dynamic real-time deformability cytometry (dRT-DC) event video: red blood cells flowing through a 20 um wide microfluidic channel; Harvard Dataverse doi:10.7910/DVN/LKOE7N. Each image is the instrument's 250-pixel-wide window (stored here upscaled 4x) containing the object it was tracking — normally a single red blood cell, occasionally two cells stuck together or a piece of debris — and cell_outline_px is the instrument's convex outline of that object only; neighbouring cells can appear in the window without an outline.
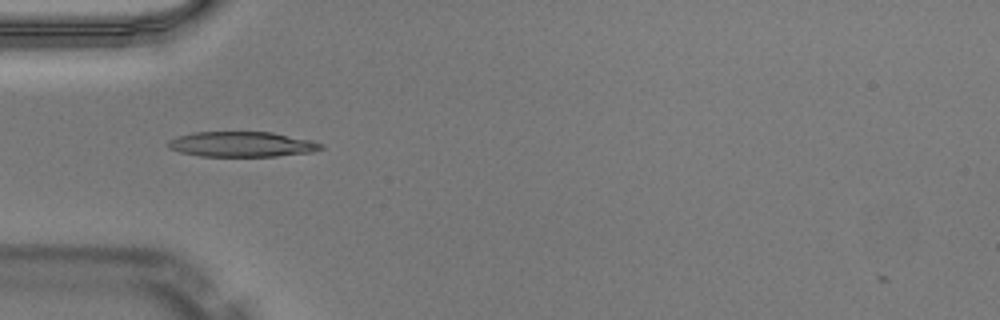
{"species": "Egyptian fruit bat (a non-hibernating species)", "species_latin": "Rousettus aegyptiacus", "temperature_condition": "warm", "stored_images_in_passage": 36, "camera_frame_rate_fps": 3000, "um_per_image_px": 0.085, "animal": {"sex": "male"}, "frame": {"image": 1, "passage_image": 2, "time_ms": 0.333, "image_size_px": [1000, 320], "cell_outline_px": [[324, 148], [312, 152], [276, 156], [200, 156], [180, 152], [168, 148], [168, 140], [180, 136], [196, 132], [272, 132], [312, 140], [324, 144]], "centroid_in_image_um": [20.6, 12.26], "position_along_channel_um": 64.4, "area_um2": 22.43}, "authors_computed_cell_mechanics": {"area_um2": 22.5131, "velocity_mm_per_s": 4.0864, "shape_relaxation_time_tau1_ms": 10.5167, "shape_relaxation_time_tau2_ms": 1.3235, "deformation_change_tau1": 0.3483, "deformation_change_tau2": 0.1208}}